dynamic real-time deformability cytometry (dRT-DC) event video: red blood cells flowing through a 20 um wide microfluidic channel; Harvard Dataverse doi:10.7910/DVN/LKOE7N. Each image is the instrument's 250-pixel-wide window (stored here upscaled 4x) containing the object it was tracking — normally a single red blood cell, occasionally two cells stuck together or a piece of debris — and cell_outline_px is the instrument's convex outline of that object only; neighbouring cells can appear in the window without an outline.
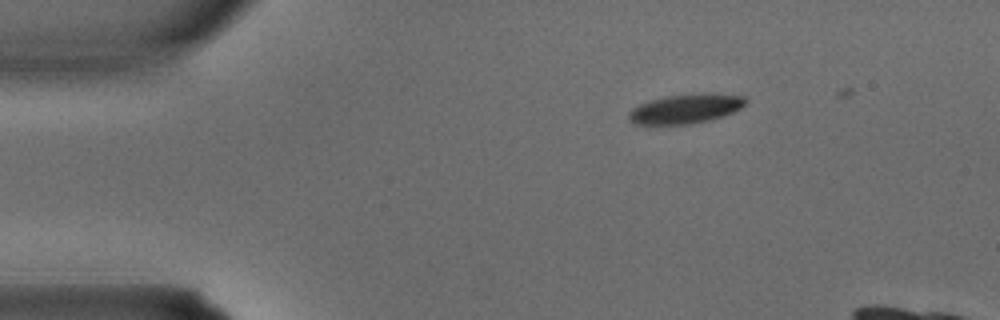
{"species": "common noctule bat (a hibernating species)", "species_latin": "Nyctalus noctula", "temperature_condition": "warm", "stored_images_in_passage": 4, "camera_frame_rate_fps": 3000, "um_per_image_px": 0.085, "animal": {"sex": "male", "body_mass_g": 15.6}, "frame": {"image": 1, "passage_image": 4, "time_ms": 1.0, "image_size_px": [1000, 320], "cell_outline_px": [[748, 104], [724, 116], [712, 120], [692, 124], [636, 124], [628, 116], [628, 112], [632, 108], [640, 104], [652, 100], [668, 96], [700, 92], [712, 92], [744, 96], [748, 100]], "centroid_in_image_um": [58.37, 9.22], "position_along_channel_um": 26.6, "area_um2": 20.29}}